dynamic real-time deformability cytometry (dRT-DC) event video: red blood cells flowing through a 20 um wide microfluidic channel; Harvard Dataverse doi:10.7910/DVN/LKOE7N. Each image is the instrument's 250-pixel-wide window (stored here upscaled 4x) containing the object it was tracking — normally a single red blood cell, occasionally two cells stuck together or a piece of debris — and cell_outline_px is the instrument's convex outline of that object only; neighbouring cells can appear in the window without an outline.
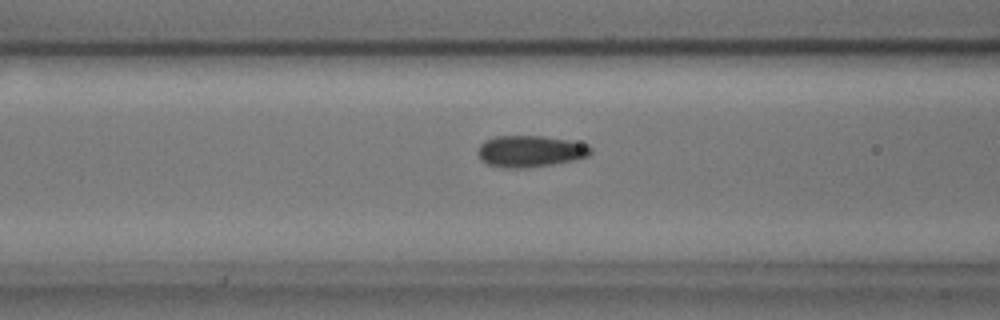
{"species": "common noctule bat (a hibernating species)", "species_latin": "Nyctalus noctula", "temperature_condition": "cold", "stored_images_in_passage": 39, "camera_frame_rate_fps": 3000, "um_per_image_px": 0.085, "animal": {"sex": "male", "body_mass_g": 17.9, "forearm_length_mm": 54.2}, "frame": {"image": 1, "passage_image": 5, "time_ms": 1.333, "image_size_px": [1000, 320], "cell_outline_px": [[592, 152], [588, 156], [576, 160], [552, 164], [524, 168], [500, 168], [488, 164], [480, 160], [476, 152], [480, 144], [484, 140], [496, 136], [544, 136], [572, 140], [588, 144], [592, 148]], "centroid_in_image_um": [45.07, 12.85], "position_along_channel_um": 121.5, "area_um2": 21.15}}
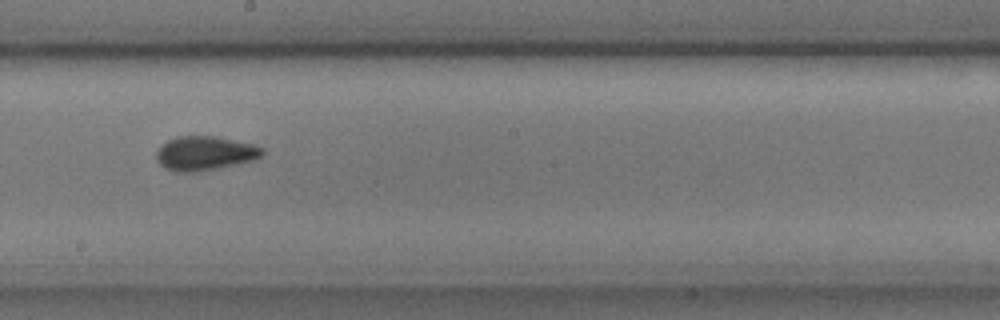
{"frame": {"image": 2, "passage_image": 14, "time_ms": 4.333, "image_size_px": [1000, 320], "cell_outline_px": [[264, 156], [256, 160], [196, 172], [176, 172], [164, 168], [156, 160], [156, 148], [160, 144], [176, 136], [216, 136], [252, 144], [264, 148]], "centroid_in_image_um": [17.39, 13.02], "position_along_channel_um": 230.8, "area_um2": 21.39}}
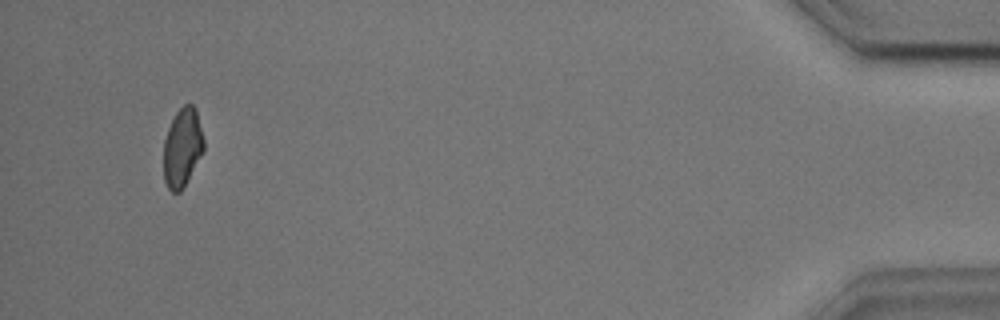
{"frame": {"image": 3, "passage_image": 36, "time_ms": 11.667, "image_size_px": [1000, 320], "cell_outline_px": [[204, 148], [180, 192], [172, 192], [168, 188], [164, 180], [164, 140], [168, 128], [176, 112], [184, 104], [192, 104], [196, 108], [204, 140]], "centroid_in_image_um": [15.49, 12.5], "position_along_channel_um": 419.7, "area_um2": 18.09}}